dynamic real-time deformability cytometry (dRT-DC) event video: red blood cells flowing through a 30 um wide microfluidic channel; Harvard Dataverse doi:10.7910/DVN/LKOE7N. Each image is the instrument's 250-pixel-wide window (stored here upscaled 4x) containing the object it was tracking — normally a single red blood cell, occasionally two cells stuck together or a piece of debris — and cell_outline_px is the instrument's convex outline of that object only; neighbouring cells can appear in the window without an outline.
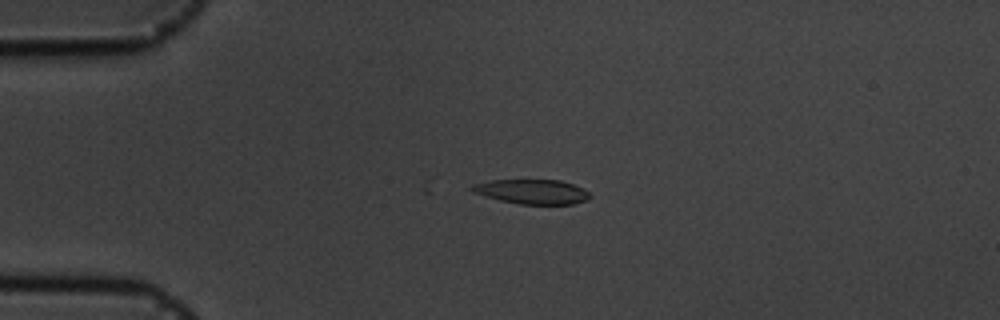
{"species": "common noctule bat (a hibernating species)", "species_latin": "Nyctalus noctula", "temperature_condition": "cold", "stored_images_in_passage": 19, "camera_frame_rate_fps": 3000, "um_per_image_px": 0.085, "animal": {"sex": "male", "body_mass_g": 19.5, "forearm_length_mm": 54.6}, "frame": {"image": 1, "passage_image": 2, "time_ms": 0.333, "image_size_px": [1000, 320], "cell_outline_px": [[592, 196], [588, 200], [572, 204], [520, 204], [500, 200], [484, 196], [472, 192], [468, 188], [472, 184], [488, 180], [560, 180], [584, 188]], "centroid_in_image_um": [45.2, 16.29], "position_along_channel_um": 39.8, "area_um2": 17.05}}
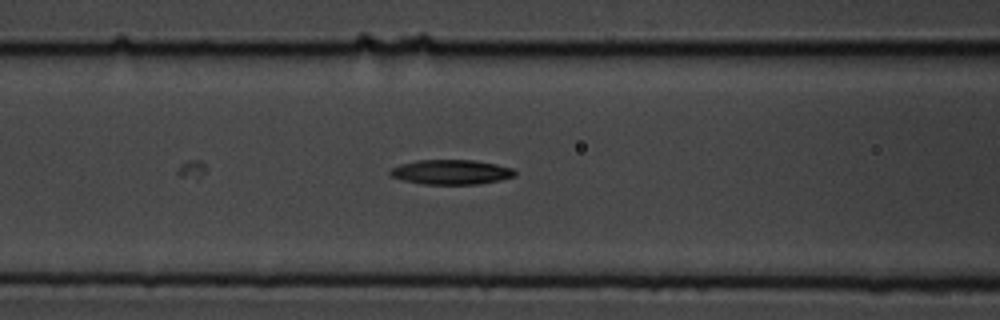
{"frame": {"image": 2, "passage_image": 12, "time_ms": 3.667, "image_size_px": [1000, 320], "cell_outline_px": [[516, 176], [500, 180], [480, 184], [424, 184], [404, 180], [392, 176], [388, 172], [392, 168], [400, 164], [416, 160], [472, 160], [496, 164], [512, 168], [516, 172]], "centroid_in_image_um": [38.36, 14.62], "position_along_channel_um": 128.2, "area_um2": 17.92}}
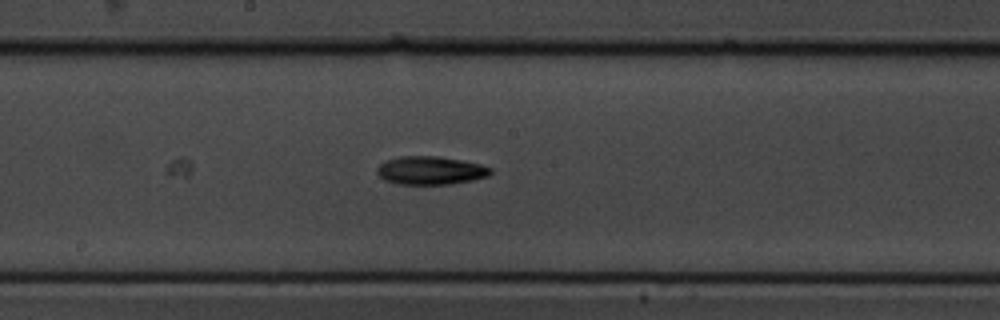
{"frame": {"image": 3, "passage_image": 19, "time_ms": 6.0, "image_size_px": [1000, 320], "cell_outline_px": [[492, 172], [488, 176], [472, 180], [452, 184], [396, 184], [384, 180], [376, 172], [376, 168], [384, 160], [400, 156], [440, 156], [480, 164], [492, 168]], "centroid_in_image_um": [36.56, 14.49], "position_along_channel_um": 211.6, "area_um2": 18.84}}